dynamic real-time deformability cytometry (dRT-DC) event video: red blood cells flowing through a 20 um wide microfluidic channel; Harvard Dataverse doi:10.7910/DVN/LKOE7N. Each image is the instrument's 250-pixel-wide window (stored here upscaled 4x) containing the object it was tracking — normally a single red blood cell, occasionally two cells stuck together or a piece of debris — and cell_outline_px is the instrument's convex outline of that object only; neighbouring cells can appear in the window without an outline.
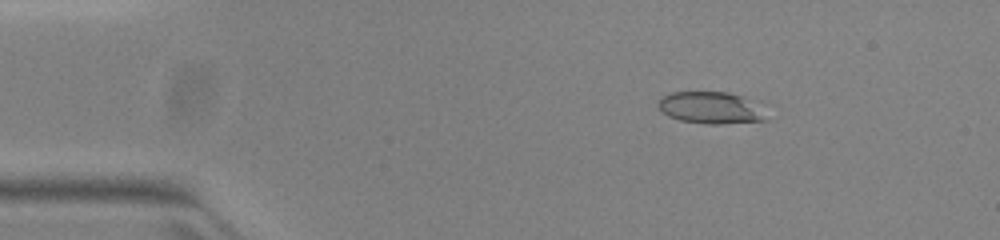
{"species": "common noctule bat (a hibernating species)", "species_latin": "Nyctalus noctula", "temperature_condition": "warm", "stored_images_in_passage": 52, "camera_frame_rate_fps": 3000, "um_per_image_px": 0.085, "animal": {"sex": "female", "body_mass_g": 23.0, "forearm_length_mm": 53.4}, "frame": {"image": 1, "passage_image": 8, "time_ms": 2.333, "image_size_px": [1000, 240], "cell_outline_px": [[764, 120], [720, 124], [708, 124], [680, 120], [668, 116], [656, 104], [664, 96], [672, 92], [728, 92], [740, 96]], "centroid_in_image_um": [60.17, 9.16], "position_along_channel_um": 24.8, "area_um2": 18.67}}
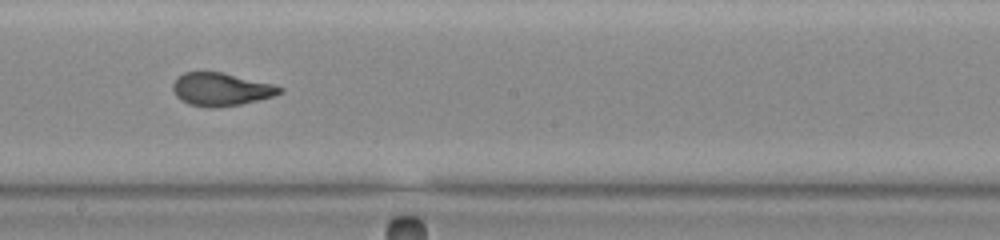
{"frame": {"image": 2, "passage_image": 29, "time_ms": 9.333, "image_size_px": [1000, 240], "cell_outline_px": [[284, 92], [276, 96], [240, 104], [208, 108], [188, 104], [176, 96], [172, 88], [172, 84], [176, 76], [184, 72], [220, 72], [272, 84], [284, 88]], "centroid_in_image_um": [18.77, 7.59], "position_along_channel_um": 229.4, "area_um2": 20.52}}
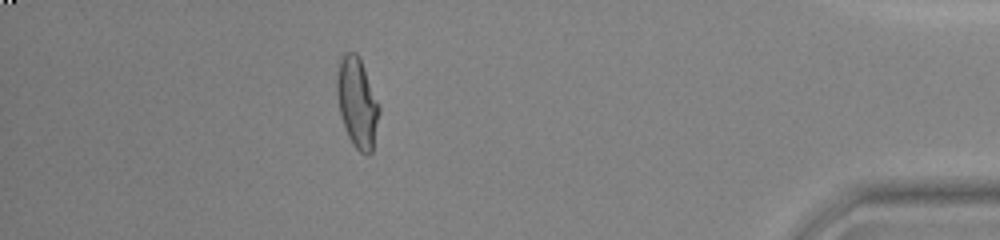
{"frame": {"image": 3, "passage_image": 46, "time_ms": 15.0, "image_size_px": [1000, 240], "cell_outline_px": [[380, 112], [372, 152], [368, 156], [360, 152], [352, 144], [348, 136], [340, 112], [336, 92], [336, 76], [340, 60], [348, 52], [356, 52], [360, 60], [380, 104]], "centroid_in_image_um": [30.37, 8.76], "position_along_channel_um": 404.8, "area_um2": 22.02}, "authors_computed_cell_mechanics": {"area_um2": 20.8658, "velocity_mm_per_s": 3.9683, "shape_relaxation_time_tau1_ms": 6.7546, "shape_relaxation_time_tau2_ms": null, "deformation_change_tau1": 0.2419, "deformation_change_tau2": null}}